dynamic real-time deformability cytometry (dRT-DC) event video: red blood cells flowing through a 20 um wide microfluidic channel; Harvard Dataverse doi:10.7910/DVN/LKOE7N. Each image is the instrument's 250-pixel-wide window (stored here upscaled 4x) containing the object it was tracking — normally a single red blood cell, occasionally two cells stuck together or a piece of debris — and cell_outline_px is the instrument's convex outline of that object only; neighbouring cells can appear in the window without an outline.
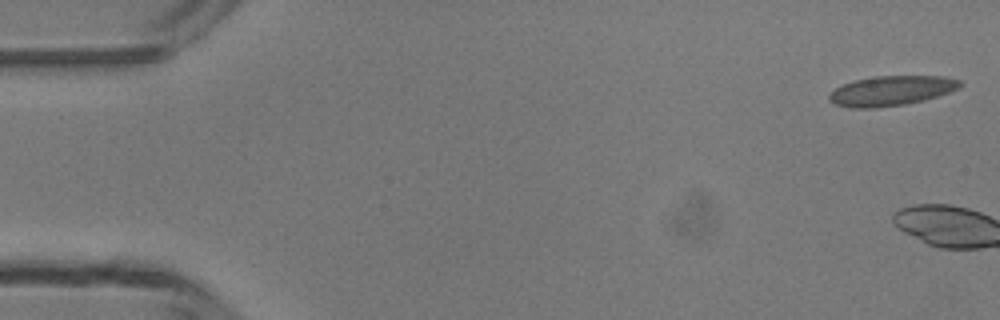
{"species": "common noctule bat (a hibernating species)", "species_latin": "Nyctalus noctula", "temperature_condition": "room temperature", "stored_images_in_passage": 6, "camera_frame_rate_fps": 3000, "um_per_image_px": 0.085, "animal": {"sex": "male", "body_mass_g": 13.3}, "frame": {"image": 1, "passage_image": 1, "time_ms": 0.0, "image_size_px": [1000, 320], "cell_outline_px": [[964, 84], [948, 92], [924, 100], [904, 104], [876, 108], [848, 108], [836, 104], [828, 100], [828, 96], [836, 88], [844, 84], [856, 80], [876, 76], [944, 76], [960, 80]], "centroid_in_image_um": [75.75, 7.71], "position_along_channel_um": 9.3, "area_um2": 22.54}}